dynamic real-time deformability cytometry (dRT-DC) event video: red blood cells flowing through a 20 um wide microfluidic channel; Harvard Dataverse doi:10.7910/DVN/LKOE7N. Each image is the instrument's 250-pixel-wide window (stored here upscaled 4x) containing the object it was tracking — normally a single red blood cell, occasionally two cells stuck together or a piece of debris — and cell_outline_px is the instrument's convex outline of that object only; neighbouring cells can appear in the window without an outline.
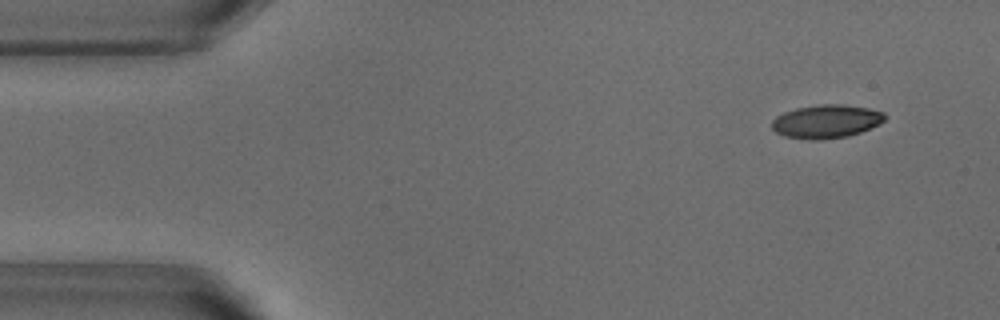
{"species": "common noctule bat (a hibernating species)", "species_latin": "Nyctalus noctula", "temperature_condition": "warm", "stored_images_in_passage": 52, "camera_frame_rate_fps": 3000, "um_per_image_px": 0.085, "animal": {"sex": "male", "body_mass_g": 18.8}, "frame": {"image": 1, "passage_image": 4, "time_ms": 1.0, "image_size_px": [1000, 320], "cell_outline_px": [[888, 116], [880, 124], [860, 132], [848, 136], [820, 140], [808, 140], [784, 136], [776, 132], [772, 128], [772, 120], [776, 116], [784, 112], [796, 108], [820, 104], [840, 104], [868, 108], [884, 112]], "centroid_in_image_um": [70.24, 10.32], "position_along_channel_um": 14.8, "area_um2": 22.14}}
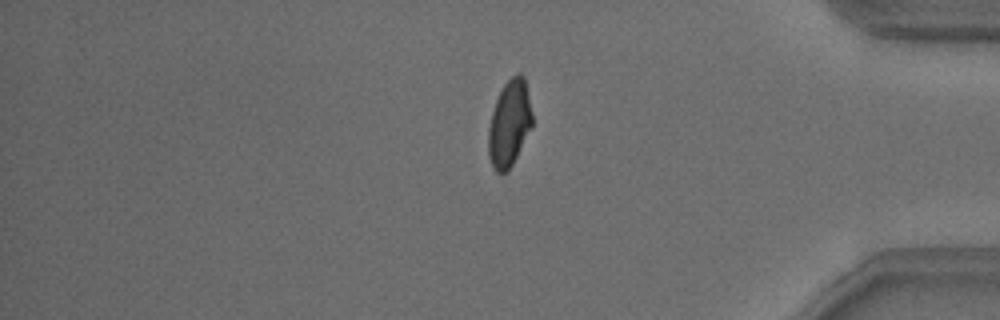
{"frame": {"image": 2, "passage_image": 43, "time_ms": 14.0, "image_size_px": [1000, 320], "cell_outline_px": [[532, 128], [508, 172], [500, 176], [492, 168], [488, 156], [488, 128], [492, 112], [496, 100], [504, 84], [516, 72], [520, 72], [524, 76], [532, 112]], "centroid_in_image_um": [43.29, 10.54], "position_along_channel_um": 391.9, "area_um2": 22.43}}
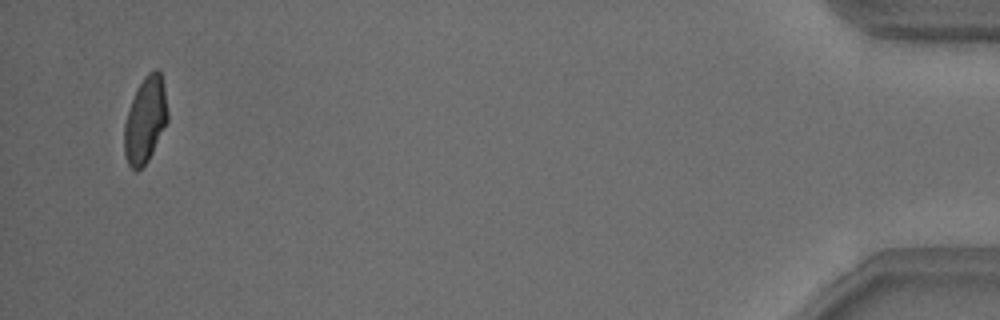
{"frame": {"image": 3, "passage_image": 50, "time_ms": 16.333, "image_size_px": [1000, 320], "cell_outline_px": [[168, 120], [148, 160], [136, 172], [128, 164], [124, 156], [124, 124], [136, 88], [144, 76], [148, 72], [156, 68], [160, 68], [164, 84], [168, 112]], "centroid_in_image_um": [12.35, 10.15], "position_along_channel_um": 422.8, "area_um2": 21.85}, "authors_computed_cell_mechanics": {"area_um2": 22.5709, "velocity_mm_per_s": 3.8342, "shape_relaxation_time_tau1_ms": 3.9995, "shape_relaxation_time_tau2_ms": 1.1619, "deformation_change_tau1": 0.1531, "deformation_change_tau2": 0.0694}}